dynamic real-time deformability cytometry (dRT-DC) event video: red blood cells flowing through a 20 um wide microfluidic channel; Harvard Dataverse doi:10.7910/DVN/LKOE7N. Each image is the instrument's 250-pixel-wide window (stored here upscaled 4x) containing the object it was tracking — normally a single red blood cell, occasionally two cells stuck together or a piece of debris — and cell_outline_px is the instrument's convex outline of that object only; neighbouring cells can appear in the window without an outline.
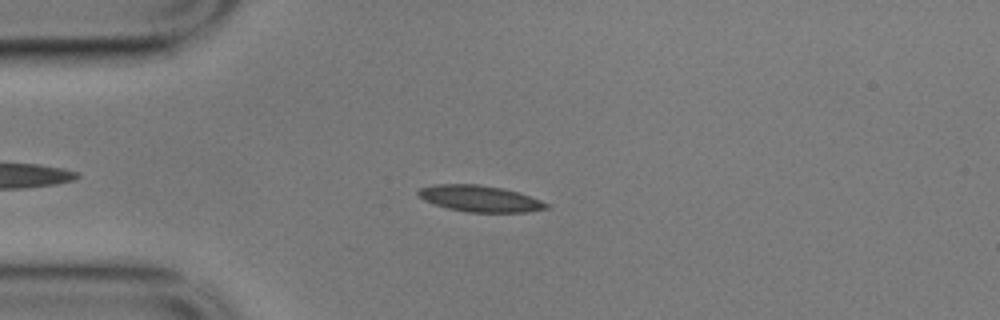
{"species": "common noctule bat (a hibernating species)", "species_latin": "Nyctalus noctula", "temperature_condition": "cold", "stored_images_in_passage": 54, "camera_frame_rate_fps": 3000, "um_per_image_px": 0.085, "animal": {"sex": "male", "body_mass_g": 17.9}, "frame": {"image": 1, "passage_image": 11, "time_ms": 3.333, "image_size_px": [1000, 320], "cell_outline_px": [[548, 208], [528, 212], [468, 212], [448, 208], [432, 204], [424, 200], [416, 192], [420, 188], [432, 184], [480, 184], [504, 188], [540, 200], [548, 204]], "centroid_in_image_um": [40.74, 16.87], "position_along_channel_um": 44.3, "area_um2": 19.59}}
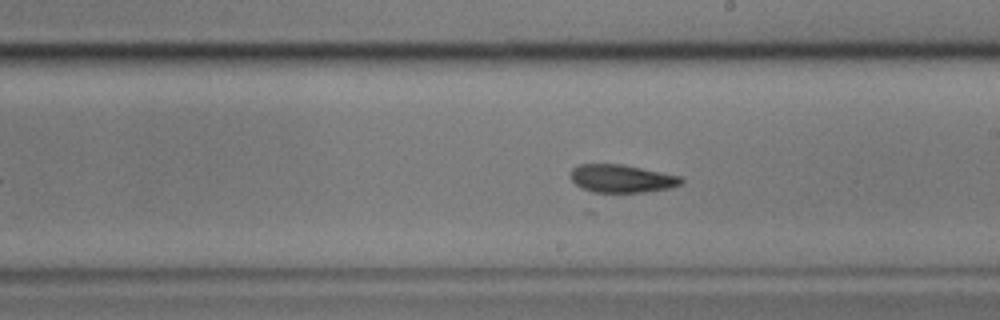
{"frame": {"image": 2, "passage_image": 29, "time_ms": 9.333, "image_size_px": [1000, 320], "cell_outline_px": [[684, 180], [680, 184], [672, 188], [644, 192], [592, 192], [576, 184], [572, 180], [572, 168], [580, 164], [624, 164], [684, 176]], "centroid_in_image_um": [52.93, 15.17], "position_along_channel_um": 236.1, "area_um2": 18.15}}
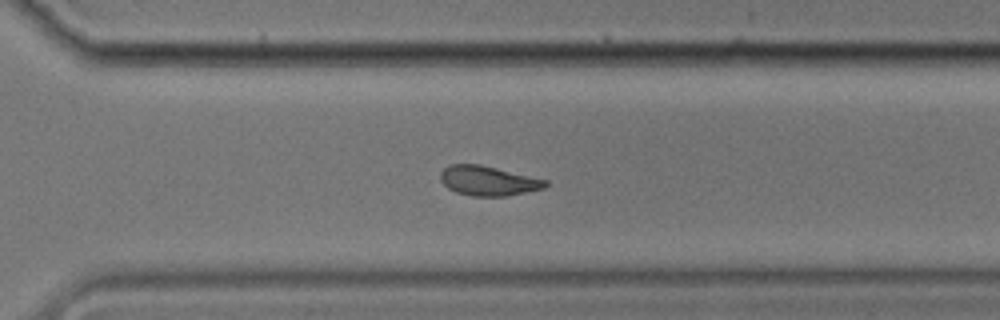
{"frame": {"image": 3, "passage_image": 37, "time_ms": 12.0, "image_size_px": [1000, 320], "cell_outline_px": [[548, 184], [544, 188], [504, 196], [472, 196], [456, 192], [448, 188], [440, 180], [440, 172], [444, 168], [452, 164], [480, 164], [548, 180]], "centroid_in_image_um": [41.48, 15.36], "position_along_channel_um": 329.1, "area_um2": 18.03}, "authors_computed_cell_mechanics": {"area_um2": 18.7272, "velocity_mm_per_s": 3.4949, "shape_relaxation_time_tau1_ms": 9.9669, "shape_relaxation_time_tau2_ms": 5.0938, "deformation_change_tau1": 0.2021, "deformation_change_tau2": 0.1181}}